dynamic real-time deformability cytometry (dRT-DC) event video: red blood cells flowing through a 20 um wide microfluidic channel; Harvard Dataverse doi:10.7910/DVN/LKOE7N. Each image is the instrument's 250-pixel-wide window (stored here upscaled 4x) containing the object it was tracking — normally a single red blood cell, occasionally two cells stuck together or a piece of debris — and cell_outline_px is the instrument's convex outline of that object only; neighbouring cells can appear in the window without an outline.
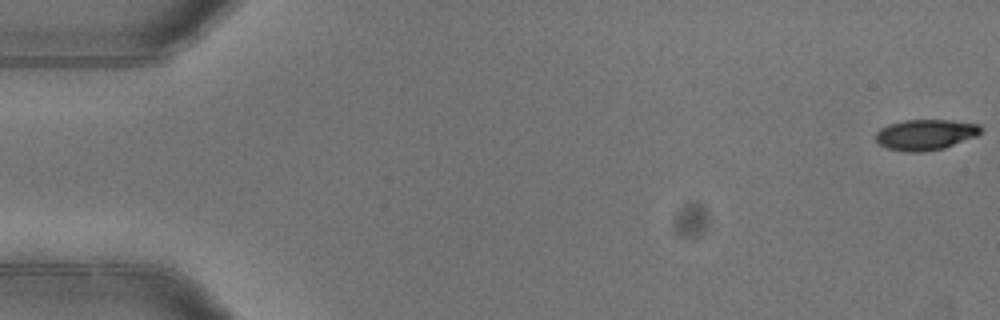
{"species": "common noctule bat (a hibernating species)", "species_latin": "Nyctalus noctula", "temperature_condition": "warm", "stored_images_in_passage": 6, "camera_frame_rate_fps": 3000, "um_per_image_px": 0.085, "animal": {"sex": "female"}, "frame": {"image": 1, "passage_image": 1, "time_ms": 0.0, "image_size_px": [1000, 320], "cell_outline_px": [[984, 128], [976, 136], [944, 148], [920, 152], [908, 152], [888, 148], [880, 144], [876, 140], [876, 132], [880, 128], [888, 124], [904, 120], [952, 120], [980, 124]], "centroid_in_image_um": [78.68, 11.43], "position_along_channel_um": 6.3, "area_um2": 18.79}}
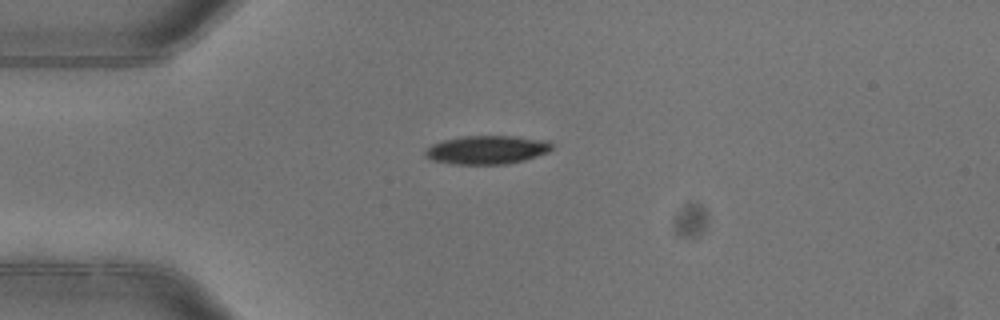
{"frame": {"image": 2, "passage_image": 4, "time_ms": 1.0, "image_size_px": [1000, 320], "cell_outline_px": [[552, 148], [548, 152], [524, 160], [504, 164], [452, 164], [432, 160], [424, 156], [424, 152], [432, 144], [444, 140], [460, 136], [516, 136], [548, 140], [552, 144]], "centroid_in_image_um": [41.38, 12.73], "position_along_channel_um": 43.6, "area_um2": 21.1}}
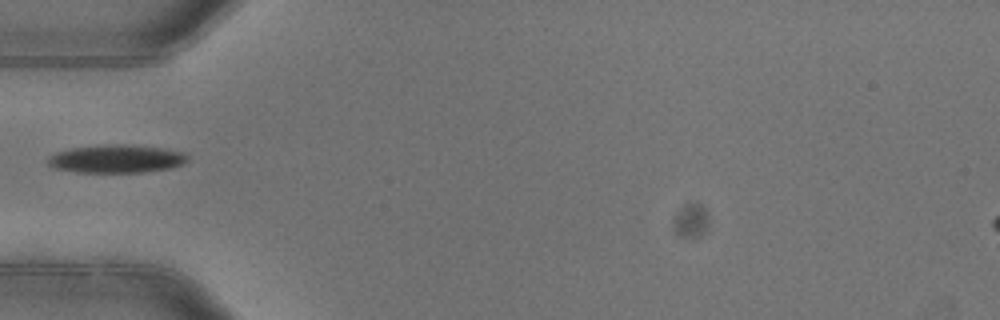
{"frame": {"image": 3, "passage_image": 5, "time_ms": 1.333, "image_size_px": [1000, 320], "cell_outline_px": [[188, 160], [180, 164], [168, 168], [140, 172], [80, 172], [56, 168], [48, 164], [48, 156], [56, 152], [68, 148], [104, 144], [128, 144], [164, 148], [184, 152], [188, 156]], "centroid_in_image_um": [9.87, 13.47], "position_along_channel_um": 75.1, "area_um2": 22.83}}